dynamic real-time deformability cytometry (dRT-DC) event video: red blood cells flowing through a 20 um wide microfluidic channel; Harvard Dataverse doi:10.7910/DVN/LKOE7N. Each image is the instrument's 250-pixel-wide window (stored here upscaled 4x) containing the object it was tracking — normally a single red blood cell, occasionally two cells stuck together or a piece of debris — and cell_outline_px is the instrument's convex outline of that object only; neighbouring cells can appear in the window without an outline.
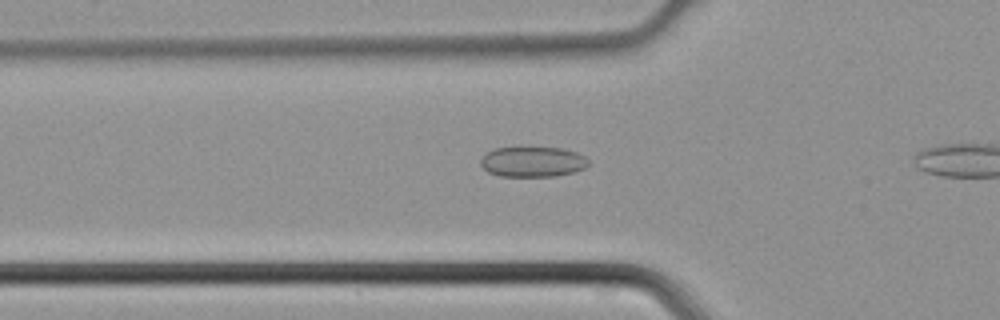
{"species": "common noctule bat (a hibernating species)", "species_latin": "Nyctalus noctula", "temperature_condition": "cold", "stored_images_in_passage": 18, "camera_frame_rate_fps": 3000, "um_per_image_px": 0.085, "animal": {"sex": "male", "body_mass_g": 21.5, "forearm_length_mm": 52.0}, "frame": {"image": 1, "passage_image": 8, "time_ms": 2.333, "image_size_px": [1000, 320], "cell_outline_px": [[588, 164], [584, 168], [572, 172], [556, 176], [500, 176], [488, 172], [480, 164], [480, 160], [488, 152], [496, 148], [560, 148], [576, 152], [584, 156], [588, 160]], "centroid_in_image_um": [45.27, 13.76], "position_along_channel_um": 80.5, "area_um2": 18.73}}
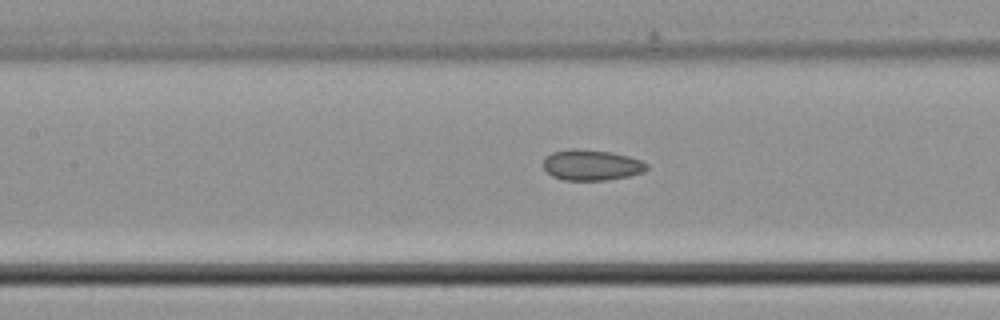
{"frame": {"image": 2, "passage_image": 13, "time_ms": 4.0, "image_size_px": [1000, 320], "cell_outline_px": [[648, 168], [644, 172], [628, 176], [604, 180], [564, 180], [552, 176], [544, 168], [544, 156], [552, 152], [568, 148], [576, 148], [612, 152], [628, 156], [640, 160], [648, 164]], "centroid_in_image_um": [50.26, 14.01], "position_along_channel_um": 157.1, "area_um2": 18.61}}
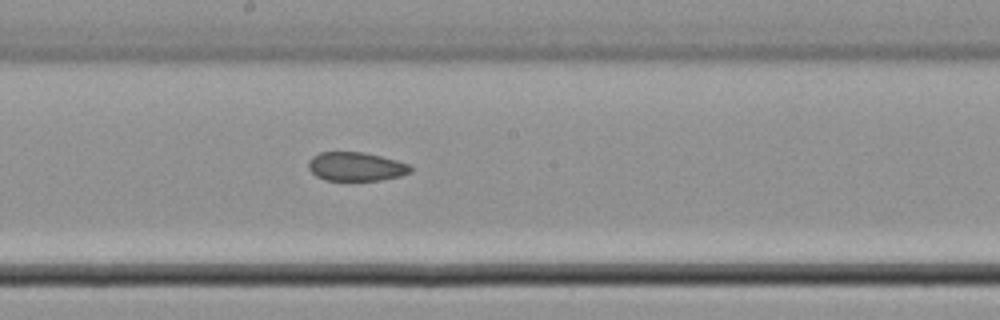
{"frame": {"image": 3, "passage_image": 17, "time_ms": 5.333, "image_size_px": [1000, 320], "cell_outline_px": [[412, 172], [400, 176], [380, 180], [324, 180], [316, 176], [308, 168], [308, 160], [312, 156], [320, 152], [364, 152], [396, 160], [408, 164], [412, 168]], "centroid_in_image_um": [30.24, 14.16], "position_along_channel_um": 218.0, "area_um2": 17.17}}